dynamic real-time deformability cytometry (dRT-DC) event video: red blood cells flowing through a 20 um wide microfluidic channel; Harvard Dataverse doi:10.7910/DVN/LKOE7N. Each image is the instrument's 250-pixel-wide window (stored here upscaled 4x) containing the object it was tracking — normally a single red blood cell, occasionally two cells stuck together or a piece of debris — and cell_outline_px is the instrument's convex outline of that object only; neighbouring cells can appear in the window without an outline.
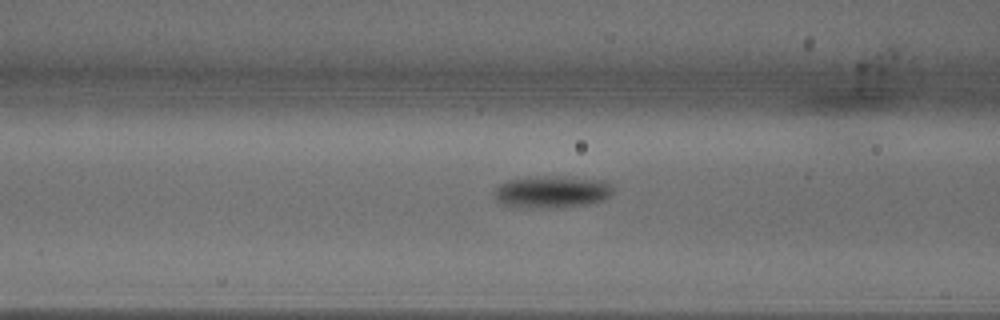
{"species": "common noctule bat (a hibernating species)", "species_latin": "Nyctalus noctula", "temperature_condition": "warm", "stored_images_in_passage": 35, "camera_frame_rate_fps": 3000, "um_per_image_px": 0.085, "animal": {"sex": "male", "body_mass_g": 18.8}, "frame": {"image": 1, "passage_image": 5, "time_ms": 1.333, "image_size_px": [1000, 320], "cell_outline_px": [[612, 192], [604, 200], [588, 204], [556, 208], [540, 208], [500, 204], [496, 200], [492, 192], [500, 184], [508, 180], [544, 176], [576, 176], [608, 180], [612, 184]], "centroid_in_image_um": [46.96, 16.29], "position_along_channel_um": 119.6, "area_um2": 22.6}}
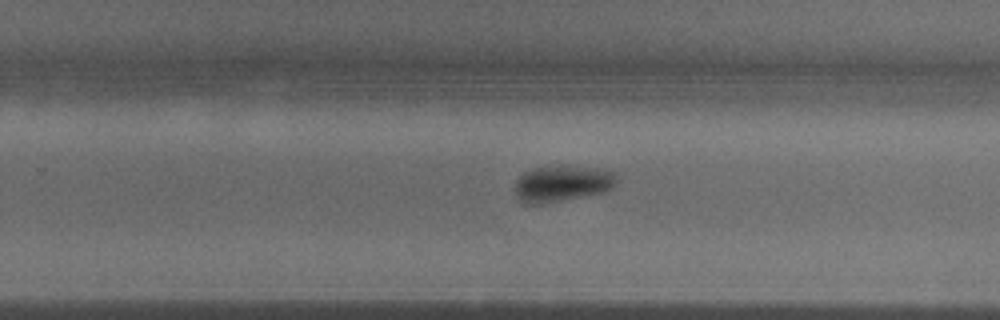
{"frame": {"image": 2, "passage_image": 17, "time_ms": 5.333, "image_size_px": [1000, 320], "cell_outline_px": [[616, 180], [612, 188], [604, 192], [544, 204], [524, 204], [516, 196], [516, 180], [524, 172], [532, 168], [560, 164], [604, 168], [616, 172]], "centroid_in_image_um": [47.8, 15.57], "position_along_channel_um": 282.0, "area_um2": 22.08}}
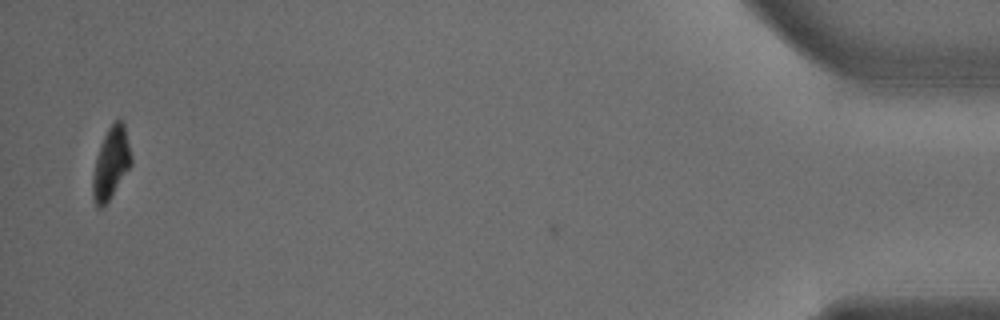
{"frame": {"image": 3, "passage_image": 34, "time_ms": 11.0, "image_size_px": [1000, 320], "cell_outline_px": [[132, 164], [104, 208], [96, 208], [92, 196], [92, 176], [96, 156], [100, 144], [108, 128], [116, 120], [124, 120], [132, 156]], "centroid_in_image_um": [9.43, 13.89], "position_along_channel_um": 425.8, "area_um2": 16.42}, "authors_computed_cell_mechanics": {"area_um2": 20.9814, "velocity_mm_per_s": 4.0569, "shape_relaxation_time_tau1_ms": 2.1856, "shape_relaxation_time_tau2_ms": null, "deformation_change_tau1": 0.1349, "deformation_change_tau2": null}}